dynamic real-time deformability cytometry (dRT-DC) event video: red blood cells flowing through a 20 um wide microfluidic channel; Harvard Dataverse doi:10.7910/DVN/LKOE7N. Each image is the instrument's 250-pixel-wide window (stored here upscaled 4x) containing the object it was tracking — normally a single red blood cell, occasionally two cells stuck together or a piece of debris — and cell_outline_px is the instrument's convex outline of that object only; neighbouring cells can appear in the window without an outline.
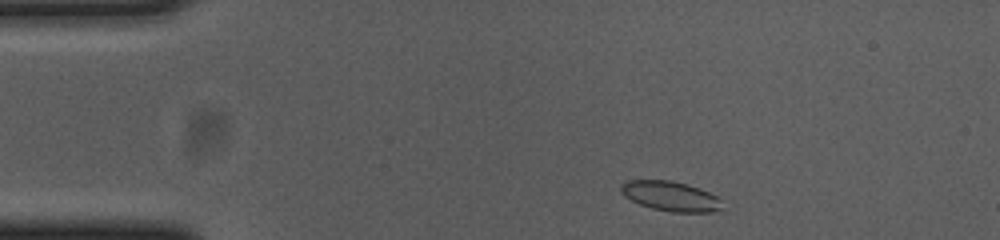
{"species": "common noctule bat (a hibernating species)", "species_latin": "Nyctalus noctula", "temperature_condition": "cold", "stored_images_in_passage": 48, "camera_frame_rate_fps": 3000, "um_per_image_px": 0.085, "animal": {"sex": "female", "body_mass_g": 23.0, "forearm_length_mm": 53.4}, "frame": {"image": 1, "passage_image": 2, "time_ms": 0.333, "image_size_px": [1000, 240], "cell_outline_px": [[720, 208], [712, 212], [672, 212], [652, 208], [640, 204], [624, 196], [620, 192], [620, 184], [628, 180], [672, 180], [700, 188], [716, 196], [720, 200]], "centroid_in_image_um": [56.95, 16.66], "position_along_channel_um": 28.1, "area_um2": 17.46}}
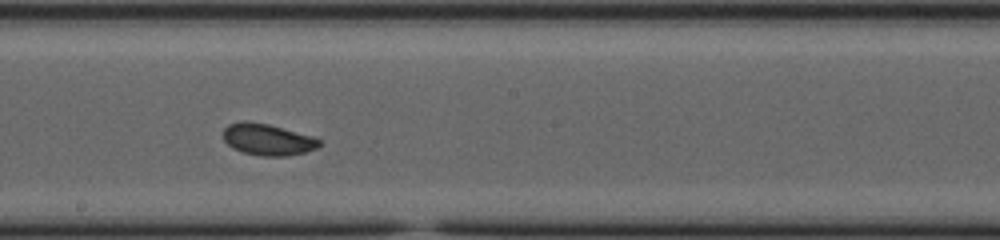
{"frame": {"image": 2, "passage_image": 23, "time_ms": 7.333, "image_size_px": [1000, 240], "cell_outline_px": [[320, 144], [316, 148], [304, 152], [284, 156], [260, 156], [244, 152], [232, 148], [224, 140], [224, 128], [228, 124], [244, 120], [248, 120], [268, 124], [312, 136], [320, 140]], "centroid_in_image_um": [22.71, 11.85], "position_along_channel_um": 225.5, "area_um2": 17.51}}
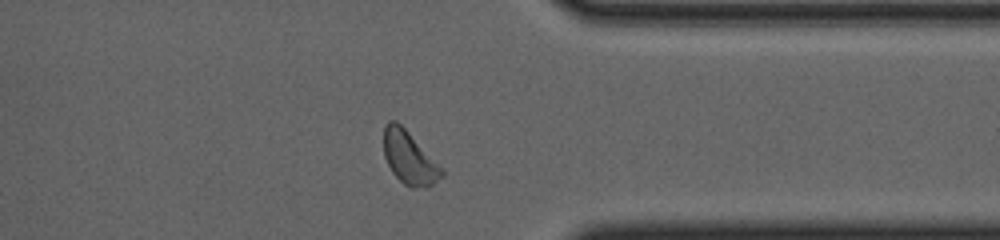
{"frame": {"image": 3, "passage_image": 36, "time_ms": 11.667, "image_size_px": [1000, 240], "cell_outline_px": [[444, 176], [428, 188], [412, 188], [404, 184], [392, 172], [384, 156], [384, 124], [388, 120], [396, 120], [444, 168]], "centroid_in_image_um": [34.82, 13.43], "position_along_channel_um": 376.6, "area_um2": 18.03}}